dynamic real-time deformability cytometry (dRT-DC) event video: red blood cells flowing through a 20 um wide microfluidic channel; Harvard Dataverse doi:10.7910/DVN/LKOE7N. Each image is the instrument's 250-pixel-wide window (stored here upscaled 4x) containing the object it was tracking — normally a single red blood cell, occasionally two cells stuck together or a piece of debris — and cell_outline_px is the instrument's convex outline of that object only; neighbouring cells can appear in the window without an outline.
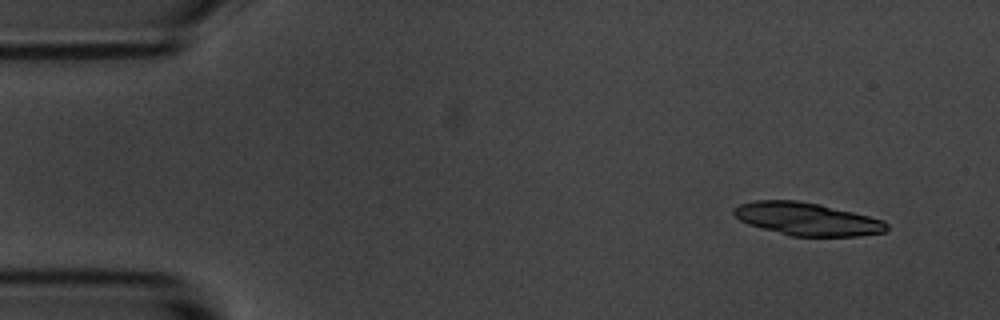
{"species": "common noctule bat (a hibernating species)", "species_latin": "Nyctalus noctula", "temperature_condition": "room temperature", "stored_images_in_passage": 4, "camera_frame_rate_fps": 3000, "um_per_image_px": 0.085, "animal": {"sex": "male", "body_mass_g": 20.1, "forearm_length_mm": 53.5}, "frame": {"image": 1, "passage_image": 1, "time_ms": 0.0, "image_size_px": [1000, 320], "cell_outline_px": [[888, 228], [884, 232], [860, 236], [792, 236], [748, 224], [740, 220], [732, 212], [732, 208], [740, 204], [752, 200], [796, 200], [820, 204], [884, 220], [888, 224]], "centroid_in_image_um": [68.59, 18.61], "position_along_channel_um": 16.4, "area_um2": 29.13}}